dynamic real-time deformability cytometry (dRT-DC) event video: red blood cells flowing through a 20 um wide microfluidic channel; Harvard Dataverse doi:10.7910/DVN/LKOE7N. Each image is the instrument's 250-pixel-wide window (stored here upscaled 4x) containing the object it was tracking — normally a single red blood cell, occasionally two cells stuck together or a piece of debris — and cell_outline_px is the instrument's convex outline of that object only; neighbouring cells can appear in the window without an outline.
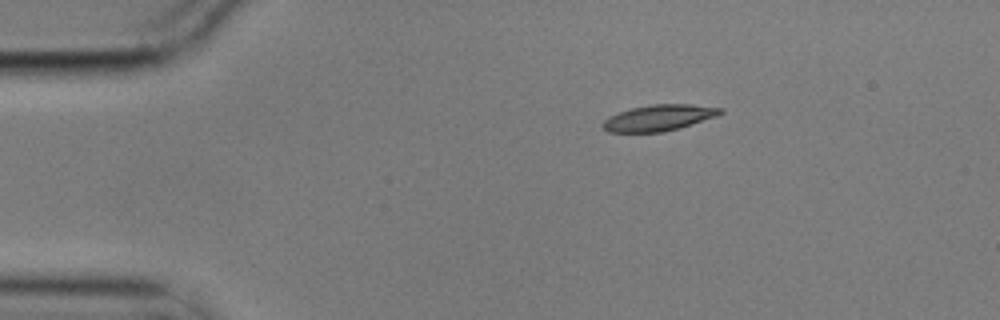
{"species": "common noctule bat (a hibernating species)", "species_latin": "Nyctalus noctula", "temperature_condition": "cold", "stored_images_in_passage": 4, "camera_frame_rate_fps": 3000, "um_per_image_px": 0.085, "animal": {"sex": "male", "body_mass_g": 17.9}, "frame": {"image": 1, "passage_image": 1, "time_ms": 0.0, "image_size_px": [1000, 320], "cell_outline_px": [[724, 112], [716, 116], [664, 132], [608, 132], [600, 124], [608, 116], [632, 108], [652, 104], [692, 104], [724, 108]], "centroid_in_image_um": [55.99, 10.0], "position_along_channel_um": 29.0, "area_um2": 17.74}}
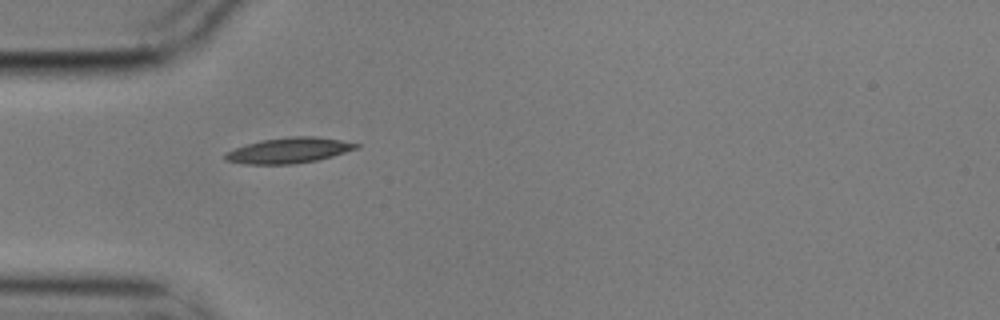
{"frame": {"image": 2, "passage_image": 3, "time_ms": 0.667, "image_size_px": [1000, 320], "cell_outline_px": [[360, 148], [332, 156], [316, 160], [292, 164], [244, 164], [224, 160], [224, 152], [260, 140], [288, 136], [316, 136], [340, 140], [360, 144]], "centroid_in_image_um": [24.55, 12.78], "position_along_channel_um": 60.4, "area_um2": 19.54}}
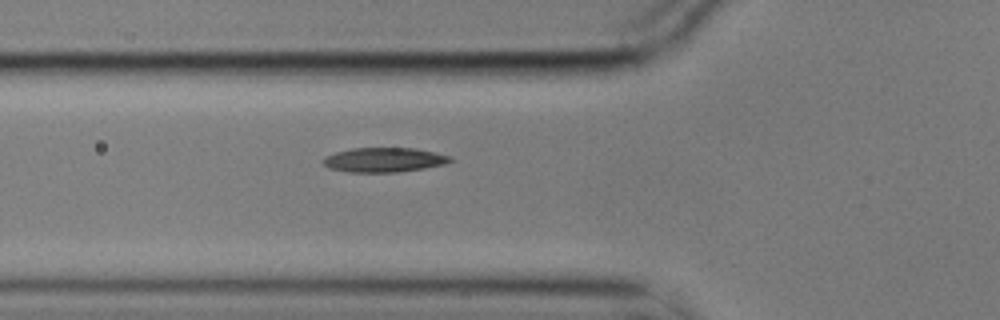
{"frame": {"image": 3, "passage_image": 4, "time_ms": 1.0, "image_size_px": [1000, 320], "cell_outline_px": [[452, 160], [444, 164], [424, 168], [396, 172], [348, 172], [328, 168], [324, 164], [324, 156], [336, 152], [352, 148], [416, 148], [452, 156]], "centroid_in_image_um": [32.64, 13.58], "position_along_channel_um": 93.2, "area_um2": 18.09}}